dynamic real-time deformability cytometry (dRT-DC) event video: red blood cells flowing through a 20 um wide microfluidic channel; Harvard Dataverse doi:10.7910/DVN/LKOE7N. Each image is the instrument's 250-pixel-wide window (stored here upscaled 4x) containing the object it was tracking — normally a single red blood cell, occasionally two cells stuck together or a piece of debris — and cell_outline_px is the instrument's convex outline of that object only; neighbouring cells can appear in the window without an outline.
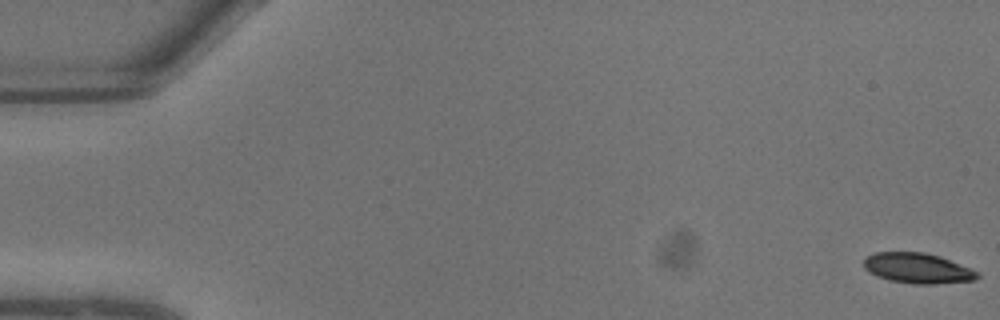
{"species": "common noctule bat (a hibernating species)", "species_latin": "Nyctalus noctula", "temperature_condition": "warm", "stored_images_in_passage": 9, "camera_frame_rate_fps": 3000, "um_per_image_px": 0.085, "animal": {"sex": "male", "body_mass_g": 13.3}, "frame": {"image": 1, "passage_image": 1, "time_ms": 0.0, "image_size_px": [1000, 320], "cell_outline_px": [[980, 276], [976, 280], [936, 284], [912, 284], [888, 280], [876, 276], [868, 272], [864, 268], [864, 260], [868, 256], [876, 252], [924, 252], [940, 256], [980, 272]], "centroid_in_image_um": [78.01, 22.81], "position_along_channel_um": 7.0, "area_um2": 20.23}}
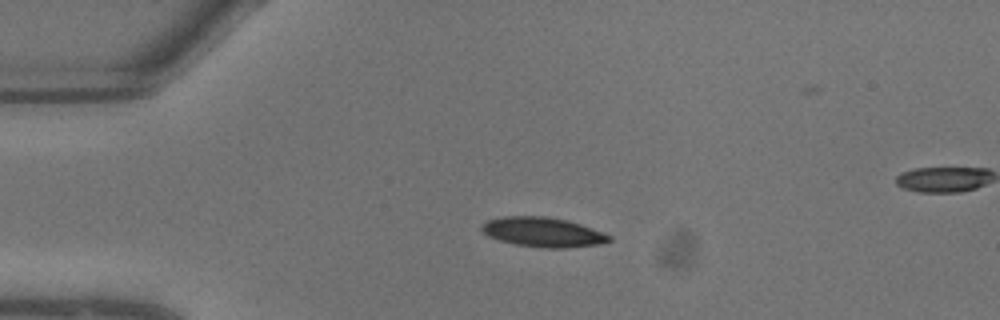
{"frame": {"image": 2, "passage_image": 6, "time_ms": 1.667, "image_size_px": [1000, 320], "cell_outline_px": [[612, 240], [600, 244], [568, 248], [544, 248], [516, 244], [500, 240], [488, 236], [480, 228], [480, 224], [488, 220], [504, 216], [548, 216], [568, 220], [580, 224], [612, 236]], "centroid_in_image_um": [46.15, 19.73], "position_along_channel_um": 38.9, "area_um2": 22.02}}
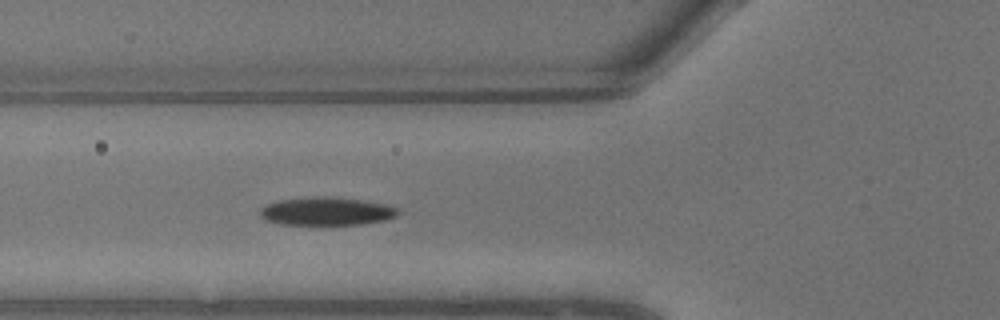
{"frame": {"image": 3, "passage_image": 9, "time_ms": 2.667, "image_size_px": [1000, 320], "cell_outline_px": [[400, 212], [396, 216], [384, 220], [364, 224], [280, 224], [264, 220], [260, 216], [260, 208], [268, 204], [280, 200], [316, 196], [328, 196], [364, 200], [392, 204], [400, 208]], "centroid_in_image_um": [27.82, 17.95], "position_along_channel_um": 98.0, "area_um2": 22.89}}